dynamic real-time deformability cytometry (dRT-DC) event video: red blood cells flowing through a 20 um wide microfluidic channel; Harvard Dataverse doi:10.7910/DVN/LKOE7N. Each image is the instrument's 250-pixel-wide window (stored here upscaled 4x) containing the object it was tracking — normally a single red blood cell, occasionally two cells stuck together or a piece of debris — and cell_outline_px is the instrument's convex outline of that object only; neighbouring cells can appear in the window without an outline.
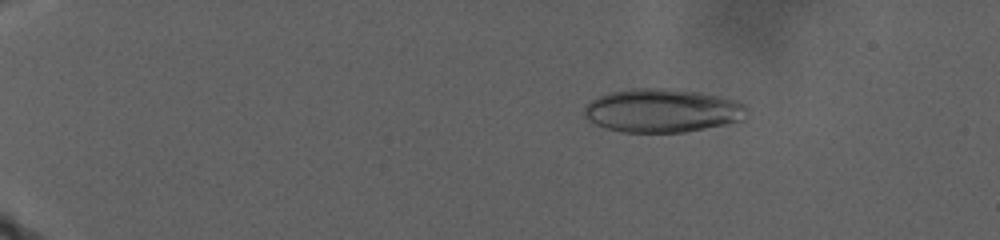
{"species": "human", "species_latin": "Homo sapiens", "temperature_condition": "warm", "stored_images_in_passage": 85, "camera_frame_rate_fps": 3000, "um_per_image_px": 0.085, "donor": {"sex": "male"}, "frame": {"image": 1, "passage_image": 13, "time_ms": 7.0, "image_size_px": [1000, 240], "cell_outline_px": [[748, 116], [744, 120], [728, 124], [684, 132], [620, 132], [596, 124], [588, 120], [584, 116], [584, 108], [592, 100], [600, 96], [612, 92], [628, 88], [672, 88], [700, 92], [732, 100], [744, 104], [748, 108]], "centroid_in_image_um": [56.33, 9.4], "position_along_channel_um": 28.7, "area_um2": 41.38}}
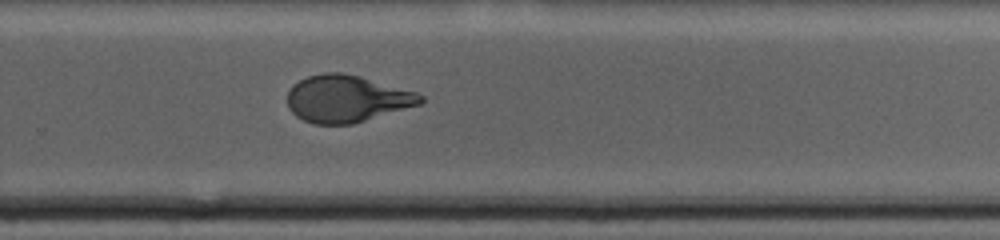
{"frame": {"image": 2, "passage_image": 50, "time_ms": 27.0, "image_size_px": [1000, 240], "cell_outline_px": [[424, 100], [420, 104], [352, 124], [312, 124], [296, 116], [288, 108], [288, 92], [300, 80], [308, 76], [324, 72], [340, 72], [360, 76], [416, 92], [424, 96]], "centroid_in_image_um": [29.47, 8.39], "position_along_channel_um": 300.3, "area_um2": 36.18}}
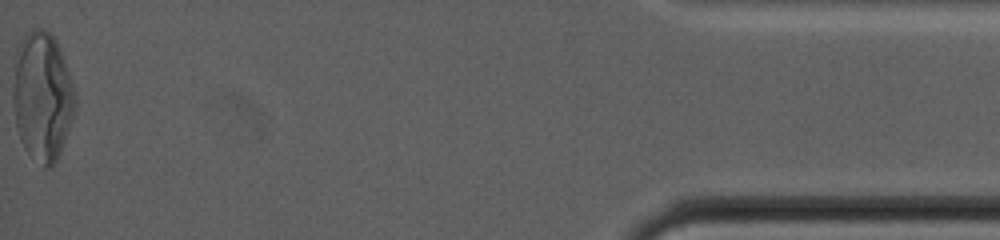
{"frame": {"image": 3, "passage_image": 85, "time_ms": 37.333, "image_size_px": [1000, 240], "cell_outline_px": [[76, 108], [60, 152], [52, 168], [44, 168], [24, 148], [20, 140], [16, 128], [12, 100], [12, 88], [16, 64], [20, 44], [24, 36], [32, 28], [44, 28], [56, 40], [64, 60], [76, 92]], "centroid_in_image_um": [3.6, 8.23], "position_along_channel_um": 431.6, "area_um2": 46.53}}